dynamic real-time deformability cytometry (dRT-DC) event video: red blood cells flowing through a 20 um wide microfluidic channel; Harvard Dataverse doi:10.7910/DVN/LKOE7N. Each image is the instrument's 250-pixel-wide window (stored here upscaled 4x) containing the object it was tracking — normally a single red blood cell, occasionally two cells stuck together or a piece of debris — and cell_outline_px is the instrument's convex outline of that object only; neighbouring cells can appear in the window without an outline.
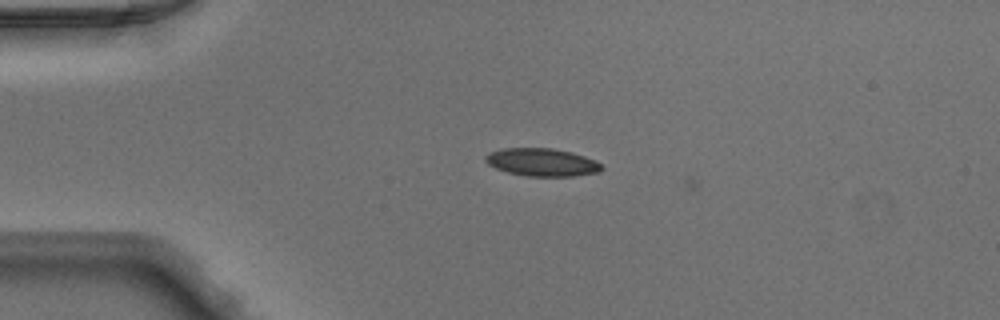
{"species": "Egyptian fruit bat (a non-hibernating species)", "species_latin": "Rousettus aegyptiacus", "temperature_condition": "warm", "stored_images_in_passage": 8, "camera_frame_rate_fps": 3000, "um_per_image_px": 0.085, "animal": {"sex": "male"}, "frame": {"image": 1, "passage_image": 7, "time_ms": 2.0, "image_size_px": [1000, 320], "cell_outline_px": [[604, 168], [600, 172], [572, 176], [528, 176], [508, 172], [496, 168], [488, 164], [484, 160], [484, 156], [488, 152], [504, 148], [552, 148], [572, 152], [596, 160]], "centroid_in_image_um": [46.06, 13.78], "position_along_channel_um": 38.9, "area_um2": 18.9}}